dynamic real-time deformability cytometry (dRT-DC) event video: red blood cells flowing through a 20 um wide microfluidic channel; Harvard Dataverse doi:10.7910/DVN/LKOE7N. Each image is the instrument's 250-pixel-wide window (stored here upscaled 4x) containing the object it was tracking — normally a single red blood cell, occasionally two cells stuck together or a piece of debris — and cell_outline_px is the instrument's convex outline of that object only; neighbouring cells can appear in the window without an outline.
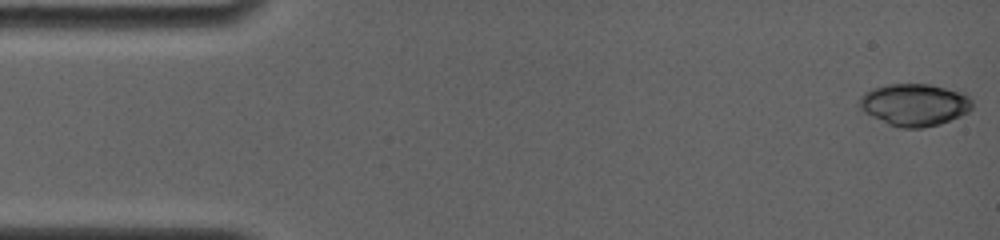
{"species": "common noctule bat (a hibernating species)", "species_latin": "Nyctalus noctula", "temperature_condition": "room temperature", "stored_images_in_passage": 5, "camera_frame_rate_fps": 4000, "um_per_image_px": 0.085, "animal": {"sex": "female", "body_mass_g": 19.0, "forearm_length_mm": 56.7}, "frame": {"image": 1, "passage_image": 1, "time_ms": 0.0, "image_size_px": [1000, 240], "cell_outline_px": [[972, 108], [968, 112], [960, 116], [940, 124], [920, 128], [900, 128], [888, 124], [864, 112], [856, 104], [860, 96], [864, 92], [872, 88], [888, 84], [928, 84], [964, 88], [972, 100]], "centroid_in_image_um": [77.78, 8.87], "position_along_channel_um": 7.2, "area_um2": 28.61}}
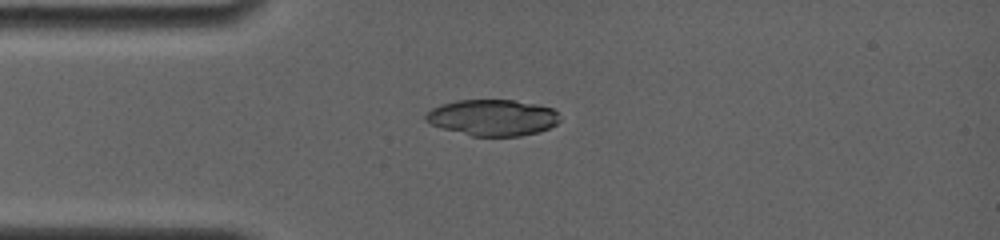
{"frame": {"image": 2, "passage_image": 5, "time_ms": 3.75, "image_size_px": [1000, 240], "cell_outline_px": [[560, 120], [556, 124], [548, 128], [536, 132], [520, 136], [472, 136], [440, 128], [424, 120], [424, 116], [432, 108], [440, 104], [456, 100], [512, 100], [536, 104], [552, 108], [556, 112]], "centroid_in_image_um": [41.83, 9.99], "position_along_channel_um": 43.2, "area_um2": 28.26}}